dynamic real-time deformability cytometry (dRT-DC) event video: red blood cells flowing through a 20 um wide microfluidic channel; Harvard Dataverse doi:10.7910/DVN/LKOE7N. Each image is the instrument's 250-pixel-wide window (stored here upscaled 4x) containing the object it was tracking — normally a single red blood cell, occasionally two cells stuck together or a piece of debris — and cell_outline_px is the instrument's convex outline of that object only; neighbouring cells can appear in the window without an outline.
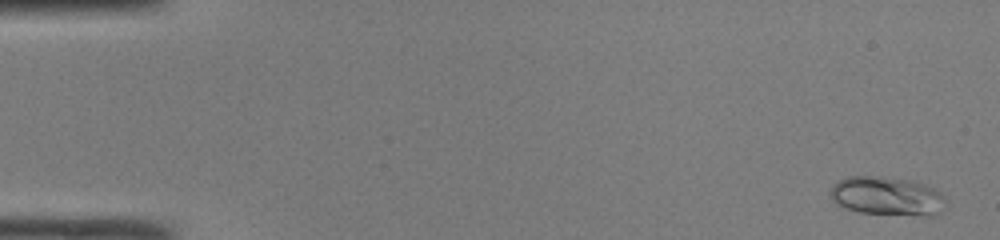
{"species": "common noctule bat (a hibernating species)", "species_latin": "Nyctalus noctula", "temperature_condition": "room temperature", "stored_images_in_passage": 49, "camera_frame_rate_fps": 3000, "um_per_image_px": 0.085, "animal": {"sex": "male", "body_mass_g": 19.0, "forearm_length_mm": 50.8}, "frame": {"image": 1, "passage_image": 2, "time_ms": 0.333, "image_size_px": [1000, 240], "cell_outline_px": [[944, 200], [940, 212], [932, 216], [928, 216], [860, 212], [844, 208], [836, 204], [828, 196], [832, 184], [844, 176], [880, 176], [908, 180], [924, 184], [936, 188], [944, 196]], "centroid_in_image_um": [75.33, 16.65], "position_along_channel_um": 9.7, "area_um2": 26.3}}
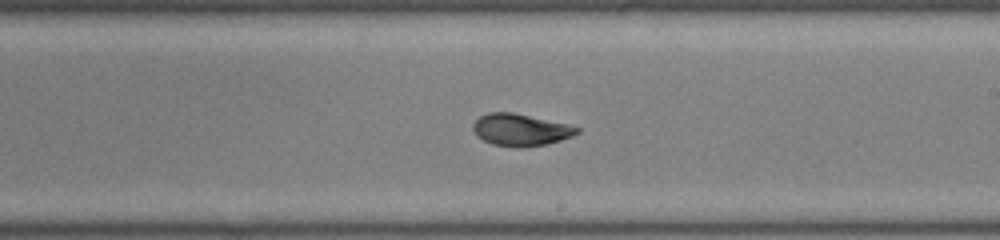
{"frame": {"image": 2, "passage_image": 29, "time_ms": 9.333, "image_size_px": [1000, 240], "cell_outline_px": [[580, 132], [572, 136], [560, 140], [544, 144], [520, 148], [512, 148], [492, 144], [476, 136], [472, 128], [472, 124], [480, 116], [488, 112], [512, 112], [568, 124], [580, 128]], "centroid_in_image_um": [44.22, 11.04], "position_along_channel_um": 244.8, "area_um2": 19.48}}
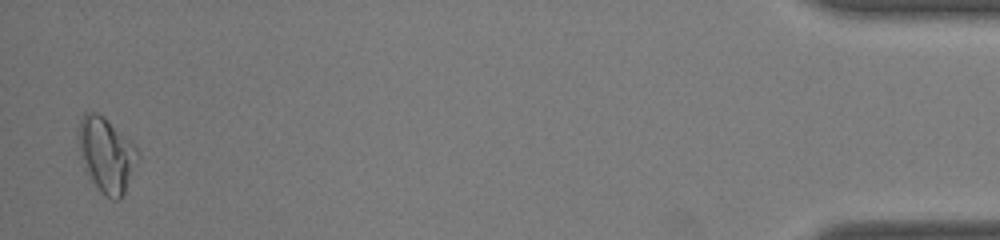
{"frame": {"image": 3, "passage_image": 48, "time_ms": 15.667, "image_size_px": [1000, 240], "cell_outline_px": [[140, 156], [124, 192], [120, 200], [112, 200], [104, 196], [92, 180], [84, 168], [76, 136], [76, 132], [80, 120], [84, 112], [96, 112], [104, 116], [132, 140], [136, 144]], "centroid_in_image_um": [9.05, 13.11], "position_along_channel_um": 426.2, "area_um2": 26.3}, "authors_computed_cell_mechanics": {"area_um2": 19.7676, "velocity_mm_per_s": 4.198, "shape_relaxation_time_tau1_ms": 4.0833, "shape_relaxation_time_tau2_ms": 1.381, "deformation_change_tau1": 0.1451, "deformation_change_tau2": 0.0531}}